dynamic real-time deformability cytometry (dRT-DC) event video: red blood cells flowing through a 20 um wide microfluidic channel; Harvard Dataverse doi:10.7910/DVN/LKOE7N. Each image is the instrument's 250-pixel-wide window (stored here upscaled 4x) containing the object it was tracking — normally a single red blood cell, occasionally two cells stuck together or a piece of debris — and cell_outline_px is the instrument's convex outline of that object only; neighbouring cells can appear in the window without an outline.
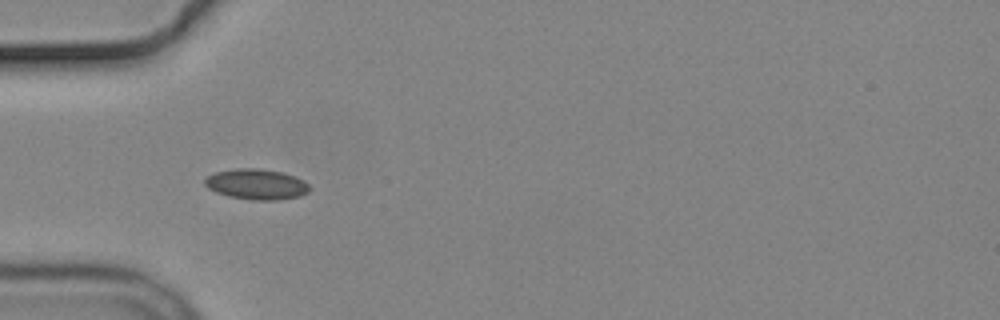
{"species": "common noctule bat (a hibernating species)", "species_latin": "Nyctalus noctula", "temperature_condition": "cold", "stored_images_in_passage": 5, "camera_frame_rate_fps": 3000, "um_per_image_px": 0.085, "animal": {"sex": "male", "body_mass_g": 19.2, "forearm_length_mm": 51.8}, "frame": {"image": 1, "passage_image": 5, "time_ms": 4.667, "image_size_px": [1000, 320], "cell_outline_px": [[312, 188], [308, 192], [300, 196], [276, 200], [252, 200], [228, 196], [216, 192], [208, 188], [204, 184], [204, 180], [208, 176], [216, 172], [236, 168], [260, 168], [284, 172], [304, 180]], "centroid_in_image_um": [21.82, 15.65], "position_along_channel_um": 63.2, "area_um2": 18.79}}